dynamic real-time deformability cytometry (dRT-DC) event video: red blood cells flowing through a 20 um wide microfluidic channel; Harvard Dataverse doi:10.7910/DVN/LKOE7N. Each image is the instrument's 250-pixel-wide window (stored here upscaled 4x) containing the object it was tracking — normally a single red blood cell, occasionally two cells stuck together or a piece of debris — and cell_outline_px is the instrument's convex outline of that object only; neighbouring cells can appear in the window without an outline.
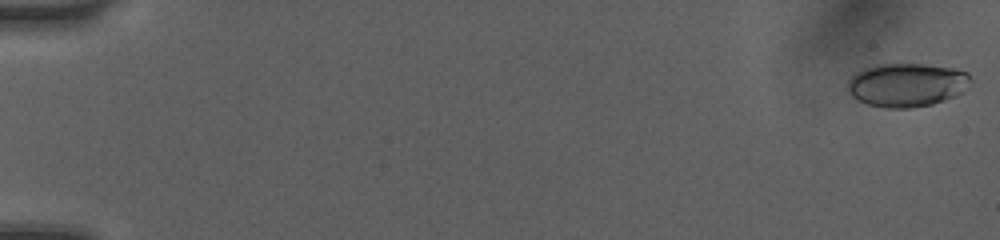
{"species": "human", "species_latin": "Homo sapiens", "temperature_condition": "room temperature", "stored_images_in_passage": 51, "camera_frame_rate_fps": 3000, "um_per_image_px": 0.085, "donor": {"sex": "female"}, "frame": {"image": 1, "passage_image": 1, "time_ms": 0.0, "image_size_px": [1000, 240], "cell_outline_px": [[972, 84], [964, 92], [956, 96], [932, 104], [912, 108], [884, 108], [868, 104], [852, 96], [844, 88], [848, 80], [856, 72], [864, 68], [880, 64], [924, 64], [952, 68], [968, 72], [972, 80]], "centroid_in_image_um": [77.1, 7.22], "position_along_channel_um": 7.9, "area_um2": 31.67}}
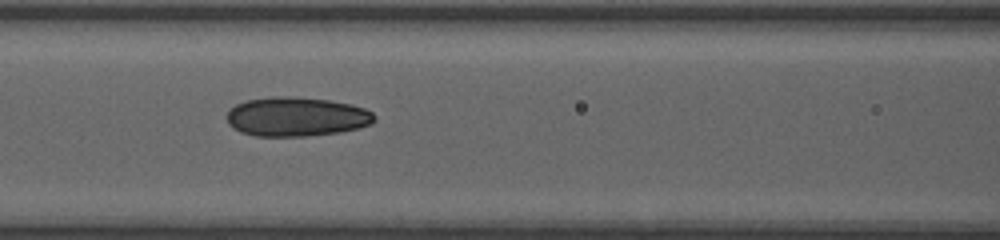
{"frame": {"image": 2, "passage_image": 31, "time_ms": 7.667, "image_size_px": [1000, 240], "cell_outline_px": [[376, 120], [372, 124], [340, 132], [304, 136], [256, 136], [240, 132], [232, 128], [228, 124], [228, 108], [244, 100], [272, 96], [296, 96], [328, 100], [352, 104], [364, 108], [372, 112], [376, 116]], "centroid_in_image_um": [25.18, 9.91], "position_along_channel_um": 141.4, "area_um2": 34.1}}
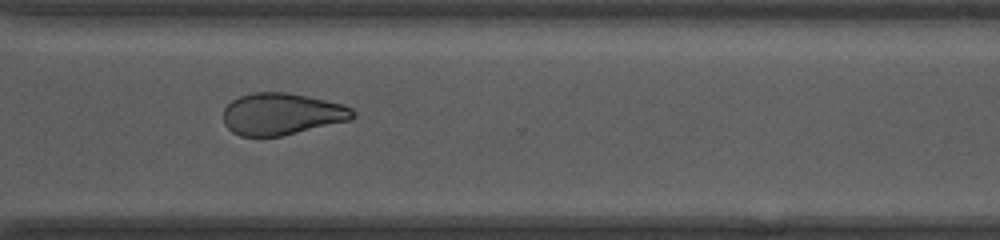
{"frame": {"image": 3, "passage_image": 50, "time_ms": 12.667, "image_size_px": [1000, 240], "cell_outline_px": [[356, 116], [352, 120], [280, 136], [240, 136], [232, 132], [224, 124], [224, 108], [232, 100], [240, 96], [252, 92], [288, 92], [308, 96], [344, 104], [352, 108], [356, 112]], "centroid_in_image_um": [23.98, 9.68], "position_along_channel_um": 346.6, "area_um2": 31.79}}